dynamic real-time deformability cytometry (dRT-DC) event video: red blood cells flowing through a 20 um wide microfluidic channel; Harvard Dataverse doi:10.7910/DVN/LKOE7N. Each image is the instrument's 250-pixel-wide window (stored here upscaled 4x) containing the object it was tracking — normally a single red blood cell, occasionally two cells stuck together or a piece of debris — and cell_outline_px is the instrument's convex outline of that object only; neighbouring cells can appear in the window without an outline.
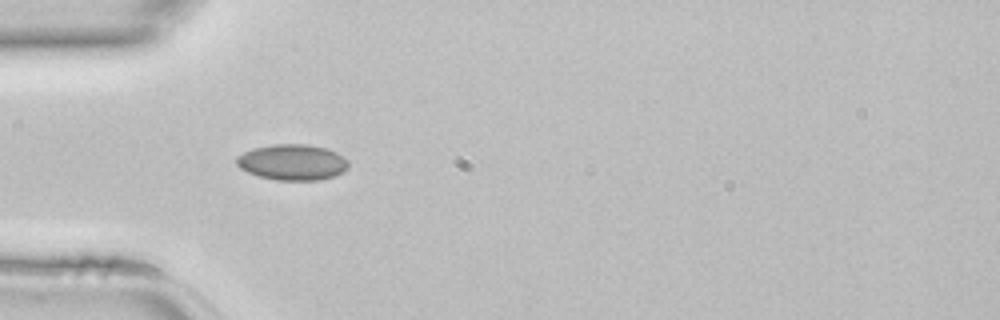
{"species": "common noctule bat (a hibernating species)", "species_latin": "Nyctalus noctula", "temperature_condition": "room temperature", "stored_images_in_passage": 32, "camera_frame_rate_fps": 3000, "um_per_image_px": 0.085, "animal": {"sex": "female", "body_mass_g": 22.7, "forearm_length_mm": 54.2}, "frame": {"image": 1, "passage_image": 1, "time_ms": 0.0, "image_size_px": [1000, 320], "cell_outline_px": [[348, 168], [336, 176], [320, 180], [276, 180], [260, 176], [248, 172], [240, 168], [236, 164], [236, 156], [252, 148], [272, 144], [308, 144], [324, 148], [336, 152], [348, 160]], "centroid_in_image_um": [24.85, 13.79], "position_along_channel_um": 60.2, "area_um2": 23.47}}
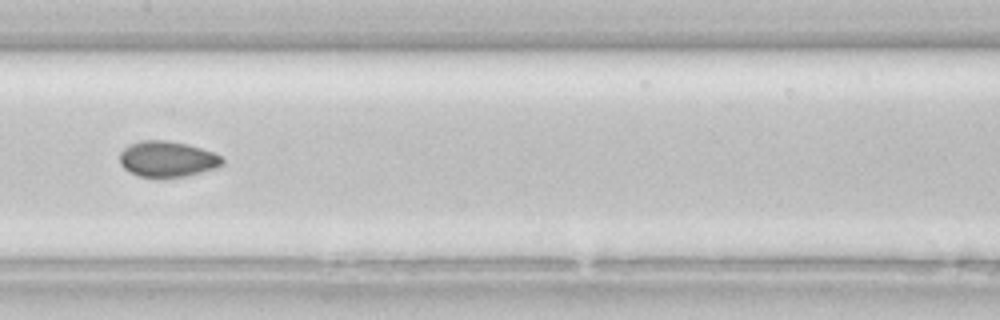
{"frame": {"image": 2, "passage_image": 10, "time_ms": 3.0, "image_size_px": [1000, 320], "cell_outline_px": [[224, 164], [216, 168], [184, 176], [160, 180], [140, 176], [124, 168], [120, 164], [120, 152], [128, 144], [140, 140], [168, 140], [200, 148], [212, 152], [220, 156], [224, 160]], "centroid_in_image_um": [14.19, 13.54], "position_along_channel_um": 193.2, "area_um2": 21.68}}
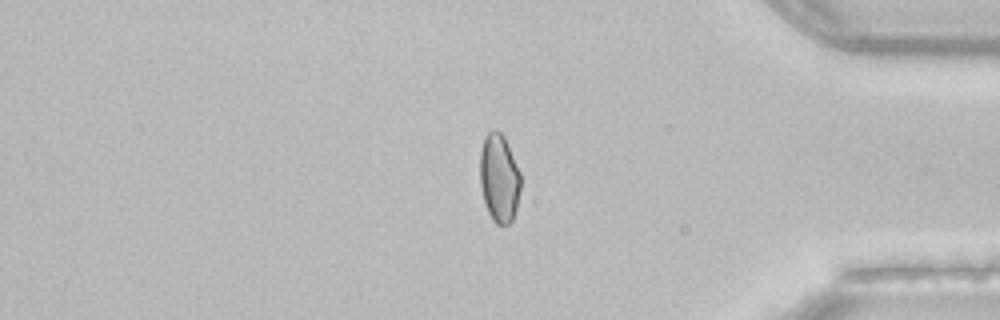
{"frame": {"image": 3, "passage_image": 25, "time_ms": 8.0, "image_size_px": [1000, 320], "cell_outline_px": [[520, 188], [516, 212], [512, 220], [504, 228], [496, 224], [492, 220], [488, 212], [484, 200], [480, 184], [480, 152], [484, 136], [488, 132], [496, 128], [504, 136], [520, 172]], "centroid_in_image_um": [42.42, 15.16], "position_along_channel_um": 392.8, "area_um2": 21.21}}